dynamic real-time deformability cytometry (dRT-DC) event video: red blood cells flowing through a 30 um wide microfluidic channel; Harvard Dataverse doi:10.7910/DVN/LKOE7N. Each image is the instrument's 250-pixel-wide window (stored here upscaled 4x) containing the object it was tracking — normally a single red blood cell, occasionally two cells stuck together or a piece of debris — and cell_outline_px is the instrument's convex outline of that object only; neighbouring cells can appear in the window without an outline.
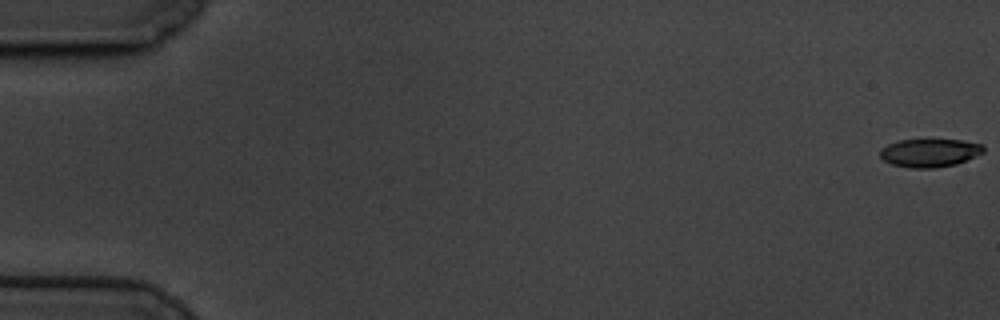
{"species": "common noctule bat (a hibernating species)", "species_latin": "Nyctalus noctula", "temperature_condition": "cold", "stored_images_in_passage": 19, "camera_frame_rate_fps": 3000, "um_per_image_px": 0.085, "animal": {"sex": "male", "body_mass_g": 19.5, "forearm_length_mm": 54.6}, "frame": {"image": 1, "passage_image": 1, "time_ms": 0.0, "image_size_px": [1000, 320], "cell_outline_px": [[984, 152], [956, 164], [936, 168], [912, 168], [892, 164], [884, 160], [880, 156], [880, 148], [888, 144], [900, 140], [960, 140], [984, 144]], "centroid_in_image_um": [79.02, 12.99], "position_along_channel_um": 6.0, "area_um2": 16.94}}
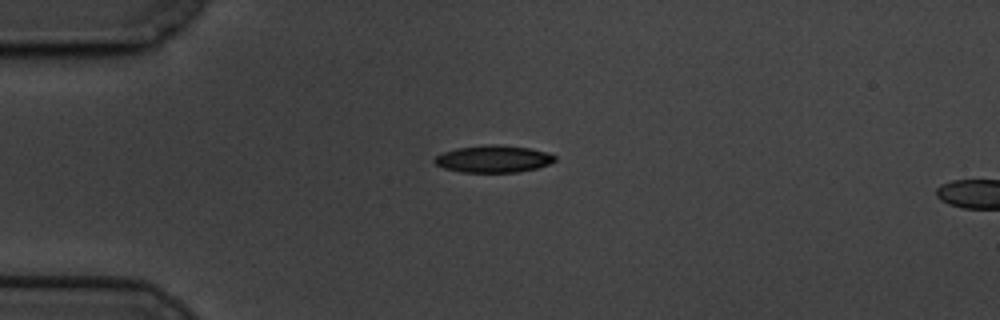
{"frame": {"image": 2, "passage_image": 16, "time_ms": 5.0, "image_size_px": [1000, 320], "cell_outline_px": [[556, 160], [548, 164], [536, 168], [516, 172], [460, 172], [444, 168], [436, 164], [432, 160], [436, 156], [444, 152], [456, 148], [488, 144], [500, 144], [528, 148], [548, 152], [556, 156]], "centroid_in_image_um": [41.93, 13.5], "position_along_channel_um": 43.1, "area_um2": 19.02}}